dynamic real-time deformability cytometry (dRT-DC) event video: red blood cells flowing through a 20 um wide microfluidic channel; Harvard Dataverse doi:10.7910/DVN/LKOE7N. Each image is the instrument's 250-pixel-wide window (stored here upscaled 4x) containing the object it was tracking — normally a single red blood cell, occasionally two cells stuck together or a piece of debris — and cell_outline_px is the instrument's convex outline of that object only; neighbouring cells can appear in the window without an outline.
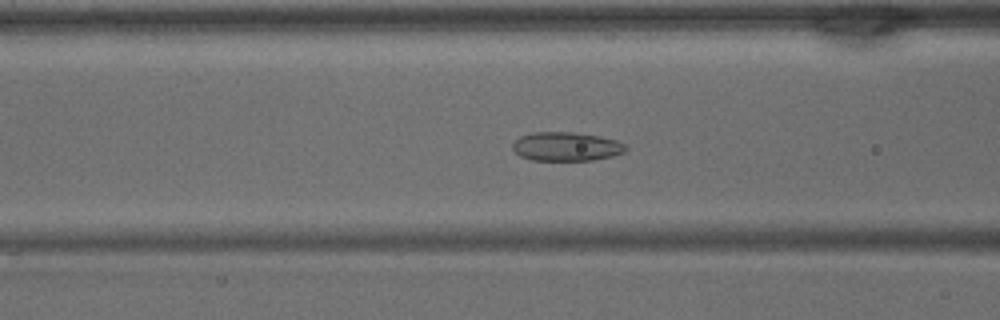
{"species": "common noctule bat (a hibernating species)", "species_latin": "Nyctalus noctula", "temperature_condition": "warm", "stored_images_in_passage": 41, "camera_frame_rate_fps": 3000, "um_per_image_px": 0.085, "animal": {"sex": "male", "body_mass_g": 15.6}, "frame": {"image": 1, "passage_image": 16, "time_ms": 5.0, "image_size_px": [1000, 320], "cell_outline_px": [[628, 148], [624, 152], [612, 156], [592, 160], [532, 160], [520, 156], [512, 148], [512, 144], [520, 136], [532, 132], [576, 132], [600, 136], [616, 140], [624, 144]], "centroid_in_image_um": [48.13, 12.45], "position_along_channel_um": 118.5, "area_um2": 19.07}}
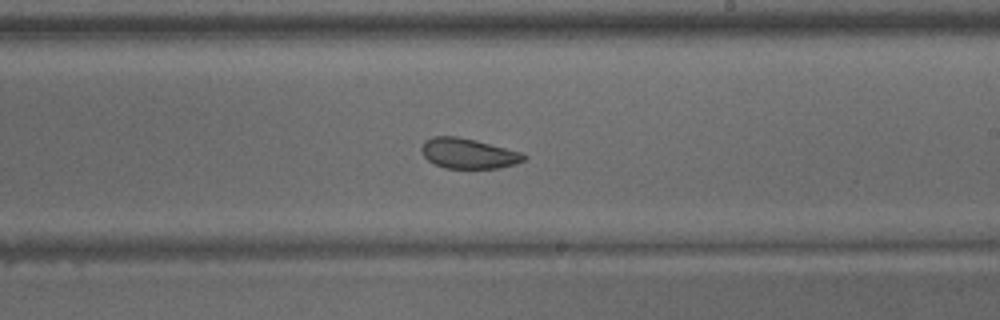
{"frame": {"image": 2, "passage_image": 24, "time_ms": 7.667, "image_size_px": [1000, 320], "cell_outline_px": [[528, 156], [524, 160], [516, 164], [496, 168], [444, 168], [428, 160], [424, 156], [420, 148], [424, 140], [432, 136], [456, 136], [476, 140], [524, 152]], "centroid_in_image_um": [39.83, 13.03], "position_along_channel_um": 249.2, "area_um2": 18.21}}
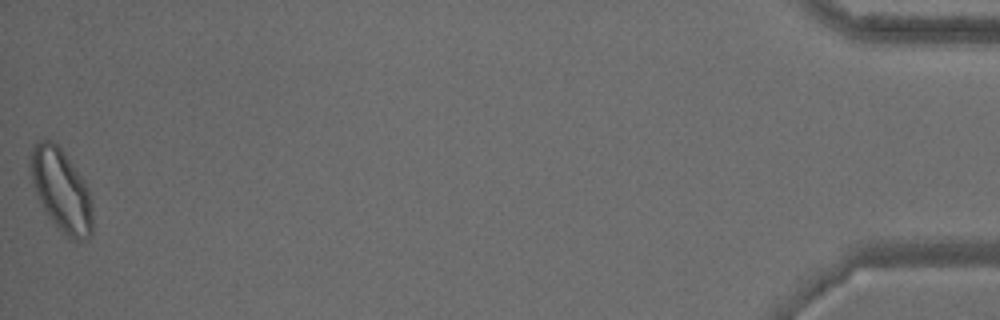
{"frame": {"image": 3, "passage_image": 41, "time_ms": 13.333, "image_size_px": [1000, 320], "cell_outline_px": [[92, 232], [88, 240], [72, 240], [56, 224], [44, 208], [36, 192], [32, 180], [28, 164], [28, 156], [32, 144], [40, 140], [52, 140], [64, 152], [84, 180], [88, 188], [92, 208]], "centroid_in_image_um": [5.19, 16.11], "position_along_channel_um": 430.0, "area_um2": 29.65}}